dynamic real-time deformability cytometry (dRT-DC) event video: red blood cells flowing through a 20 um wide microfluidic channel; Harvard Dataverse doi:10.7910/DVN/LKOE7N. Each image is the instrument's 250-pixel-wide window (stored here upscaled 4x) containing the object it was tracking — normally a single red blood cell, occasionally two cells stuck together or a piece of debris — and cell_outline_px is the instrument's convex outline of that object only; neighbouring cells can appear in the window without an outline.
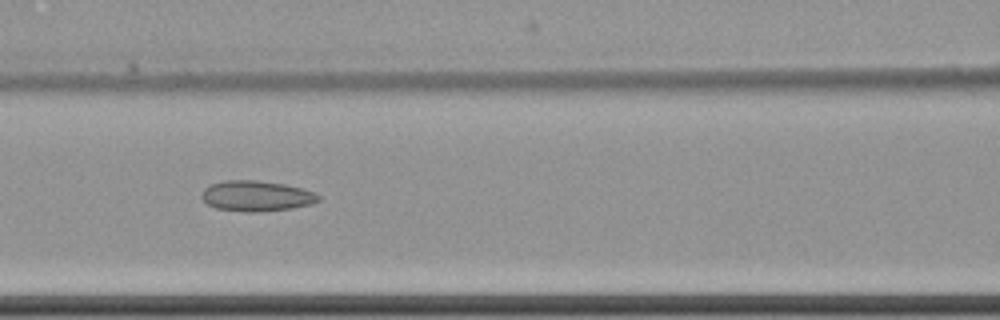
{"species": "common noctule bat (a hibernating species)", "species_latin": "Nyctalus noctula", "temperature_condition": "cold", "stored_images_in_passage": 8, "camera_frame_rate_fps": 3000, "um_per_image_px": 0.085, "animal": {"sex": "female", "body_mass_g": 22.7, "forearm_length_mm": 54.2}, "frame": {"image": 1, "passage_image": 4, "time_ms": 3.667, "image_size_px": [1000, 320], "cell_outline_px": [[320, 200], [312, 204], [292, 208], [256, 212], [248, 212], [216, 208], [208, 204], [200, 196], [204, 188], [212, 184], [224, 180], [256, 180], [284, 184], [300, 188], [312, 192], [320, 196]], "centroid_in_image_um": [21.78, 16.66], "position_along_channel_um": 144.8, "area_um2": 20.63}}
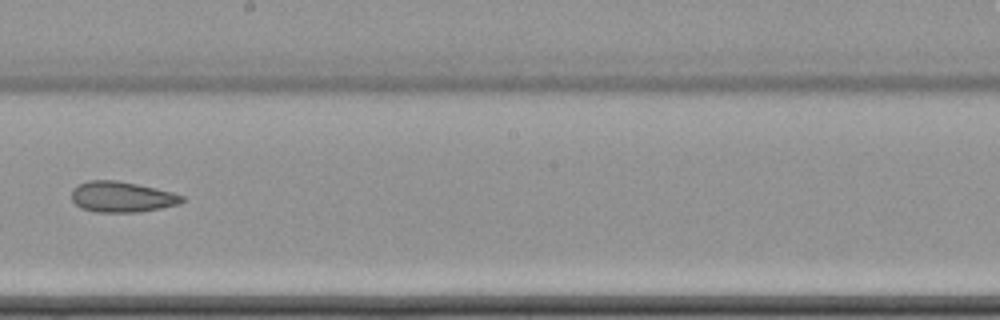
{"frame": {"image": 2, "passage_image": 6, "time_ms": 6.333, "image_size_px": [1000, 320], "cell_outline_px": [[184, 200], [180, 204], [140, 212], [96, 212], [80, 208], [72, 200], [72, 188], [76, 184], [88, 180], [116, 180], [156, 188], [172, 192], [184, 196]], "centroid_in_image_um": [10.33, 16.73], "position_along_channel_um": 237.9, "area_um2": 19.88}}
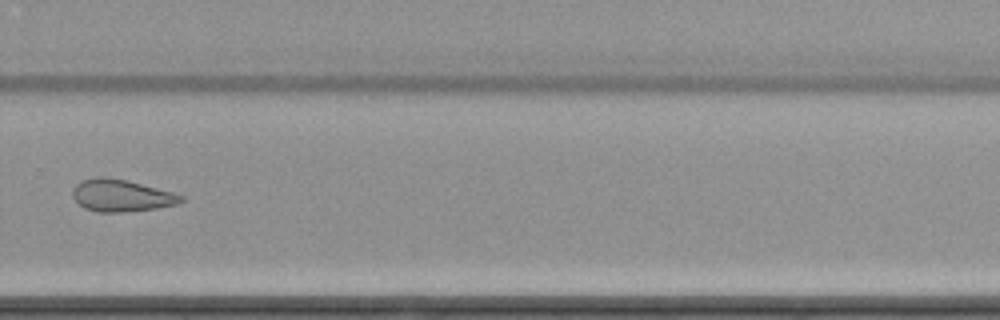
{"frame": {"image": 3, "passage_image": 8, "time_ms": 8.667, "image_size_px": [1000, 320], "cell_outline_px": [[184, 200], [180, 204], [156, 208], [120, 212], [100, 212], [84, 208], [72, 196], [72, 192], [76, 184], [84, 180], [96, 176], [104, 176], [124, 180], [172, 192], [184, 196]], "centroid_in_image_um": [10.32, 16.62], "position_along_channel_um": 319.5, "area_um2": 20.0}}